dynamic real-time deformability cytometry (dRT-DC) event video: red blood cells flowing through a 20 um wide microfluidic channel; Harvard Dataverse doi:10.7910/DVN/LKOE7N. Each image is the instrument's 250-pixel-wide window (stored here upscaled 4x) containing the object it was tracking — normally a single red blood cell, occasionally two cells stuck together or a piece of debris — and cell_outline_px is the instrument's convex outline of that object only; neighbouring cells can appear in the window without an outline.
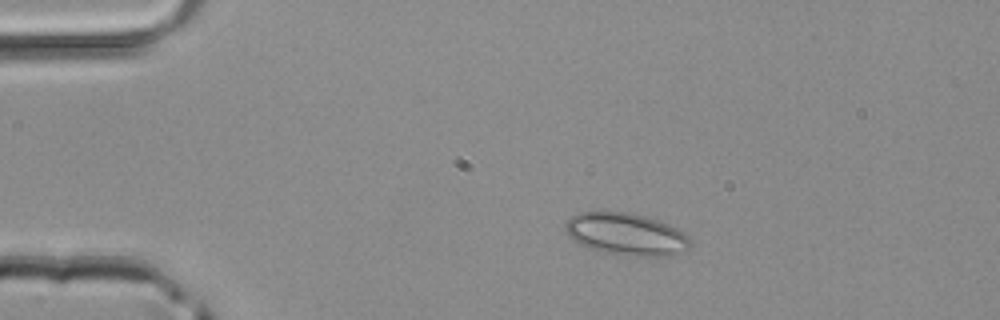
{"species": "common noctule bat (a hibernating species)", "species_latin": "Nyctalus noctula", "temperature_condition": "room temperature", "stored_images_in_passage": 2, "camera_frame_rate_fps": 3000, "um_per_image_px": 0.085, "animal": {"sex": "male", "body_mass_g": 20.4}, "frame": {"image": 1, "passage_image": 1, "time_ms": 0.0, "image_size_px": [1000, 320], "cell_outline_px": [[692, 244], [688, 248], [668, 256], [636, 256], [604, 252], [588, 248], [580, 244], [568, 236], [564, 224], [572, 216], [580, 212], [624, 212], [644, 216], [668, 224], [684, 232], [692, 240]], "centroid_in_image_um": [53.22, 19.91], "position_along_channel_um": 31.8, "area_um2": 30.46}}